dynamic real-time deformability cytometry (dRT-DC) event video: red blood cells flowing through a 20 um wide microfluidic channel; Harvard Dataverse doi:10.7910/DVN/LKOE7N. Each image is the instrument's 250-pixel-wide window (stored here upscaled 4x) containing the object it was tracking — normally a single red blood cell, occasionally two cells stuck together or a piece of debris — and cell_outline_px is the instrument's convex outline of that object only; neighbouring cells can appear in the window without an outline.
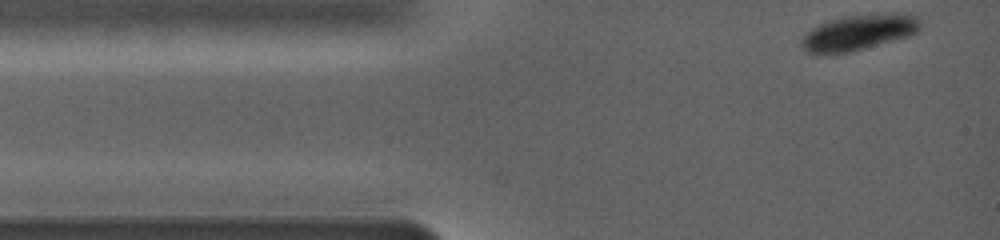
{"species": "common noctule bat (a hibernating species)", "species_latin": "Nyctalus noctula", "temperature_condition": "warm", "stored_images_in_passage": 14, "camera_frame_rate_fps": 5000, "um_per_image_px": 0.085, "animal": {"sex": "female", "body_mass_g": 19.0, "forearm_length_mm": 56.7}, "frame": {"image": 1, "passage_image": 1, "time_ms": 0.0, "image_size_px": [1000, 240], "cell_outline_px": [[920, 28], [916, 32], [908, 36], [852, 52], [812, 56], [800, 44], [800, 40], [812, 28], [820, 24], [844, 16], [892, 12], [896, 12], [916, 16], [920, 20]], "centroid_in_image_um": [72.97, 2.77], "position_along_channel_um": 12.0, "area_um2": 24.91}}
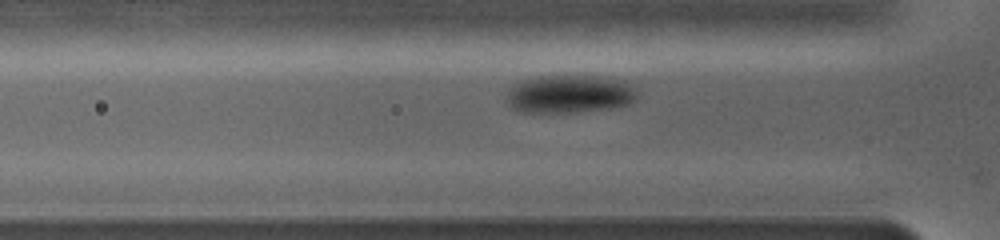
{"frame": {"image": 2, "passage_image": 10, "time_ms": 3.2, "image_size_px": [1000, 240], "cell_outline_px": [[636, 100], [628, 104], [612, 108], [576, 112], [520, 112], [512, 108], [508, 104], [508, 92], [512, 84], [520, 80], [540, 76], [592, 76], [632, 84], [636, 88]], "centroid_in_image_um": [48.37, 8.0], "position_along_channel_um": 77.4, "area_um2": 28.78}}
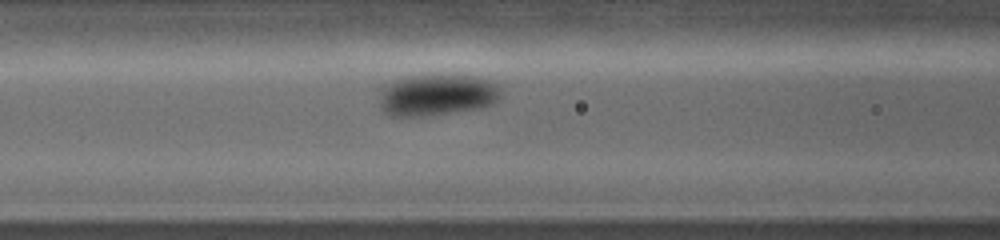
{"frame": {"image": 3, "passage_image": 14, "time_ms": 4.6, "image_size_px": [1000, 240], "cell_outline_px": [[500, 96], [492, 104], [480, 108], [424, 116], [392, 116], [384, 108], [384, 88], [388, 84], [396, 80], [420, 76], [468, 76], [484, 80], [496, 84], [500, 88]], "centroid_in_image_um": [37.23, 8.09], "position_along_channel_um": 129.4, "area_um2": 27.86}}